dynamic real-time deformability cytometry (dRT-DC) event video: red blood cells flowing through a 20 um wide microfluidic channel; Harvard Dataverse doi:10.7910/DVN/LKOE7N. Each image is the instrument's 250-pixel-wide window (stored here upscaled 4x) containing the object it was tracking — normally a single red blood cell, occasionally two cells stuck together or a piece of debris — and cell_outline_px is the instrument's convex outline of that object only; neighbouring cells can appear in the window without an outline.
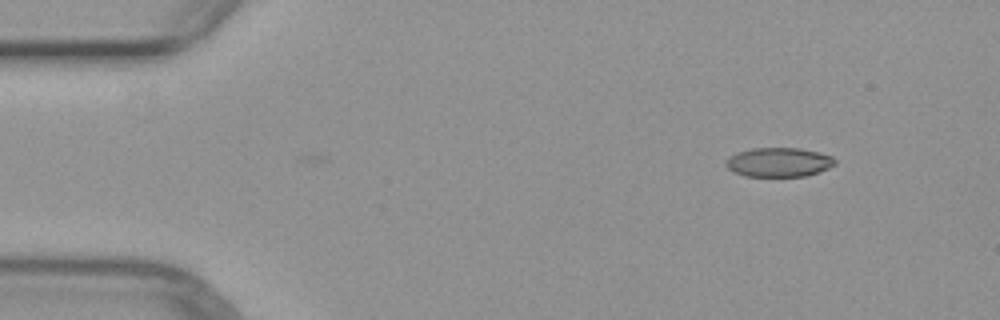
{"species": "common noctule bat (a hibernating species)", "species_latin": "Nyctalus noctula", "temperature_condition": "warm", "stored_images_in_passage": 5, "camera_frame_rate_fps": 3000, "um_per_image_px": 0.085, "animal": {"sex": "female", "body_mass_g": 29.2, "forearm_length_mm": 56.3}, "frame": {"image": 1, "passage_image": 5, "time_ms": 1.333, "image_size_px": [1000, 320], "cell_outline_px": [[836, 164], [828, 168], [804, 176], [744, 176], [728, 168], [724, 164], [736, 152], [752, 148], [800, 148], [820, 152], [832, 156], [836, 160]], "centroid_in_image_um": [66.22, 13.78], "position_along_channel_um": 18.8, "area_um2": 18.44}}